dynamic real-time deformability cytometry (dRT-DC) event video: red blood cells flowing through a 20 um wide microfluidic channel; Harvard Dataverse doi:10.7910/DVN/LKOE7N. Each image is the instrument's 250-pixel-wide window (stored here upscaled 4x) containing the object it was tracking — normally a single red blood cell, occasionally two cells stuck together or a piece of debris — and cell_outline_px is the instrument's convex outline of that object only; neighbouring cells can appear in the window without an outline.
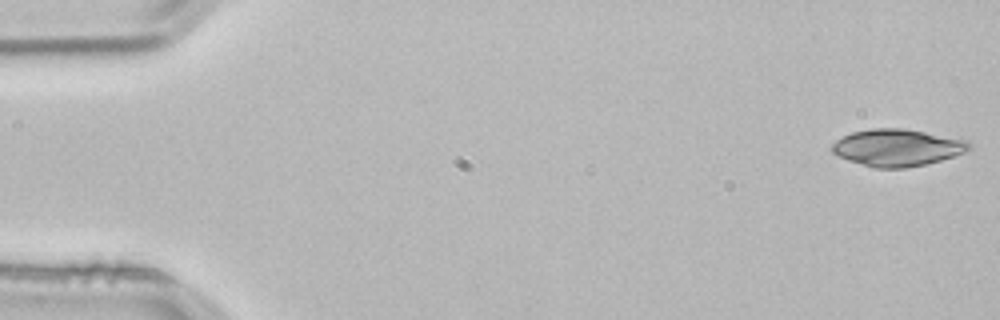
{"species": "common noctule bat (a hibernating species)", "species_latin": "Nyctalus noctula", "temperature_condition": "room temperature", "stored_images_in_passage": 52, "camera_frame_rate_fps": 3000, "um_per_image_px": 0.085, "animal": {"sex": "male", "body_mass_g": 21.5, "forearm_length_mm": 52.0}, "frame": {"image": 1, "passage_image": 1, "time_ms": 0.0, "image_size_px": [1000, 320], "cell_outline_px": [[972, 148], [964, 152], [940, 160], [924, 164], [904, 168], [872, 168], [848, 160], [832, 152], [832, 144], [836, 140], [852, 132], [868, 128], [904, 128], [968, 140], [972, 144]], "centroid_in_image_um": [76.26, 12.54], "position_along_channel_um": 8.7, "area_um2": 29.54}}